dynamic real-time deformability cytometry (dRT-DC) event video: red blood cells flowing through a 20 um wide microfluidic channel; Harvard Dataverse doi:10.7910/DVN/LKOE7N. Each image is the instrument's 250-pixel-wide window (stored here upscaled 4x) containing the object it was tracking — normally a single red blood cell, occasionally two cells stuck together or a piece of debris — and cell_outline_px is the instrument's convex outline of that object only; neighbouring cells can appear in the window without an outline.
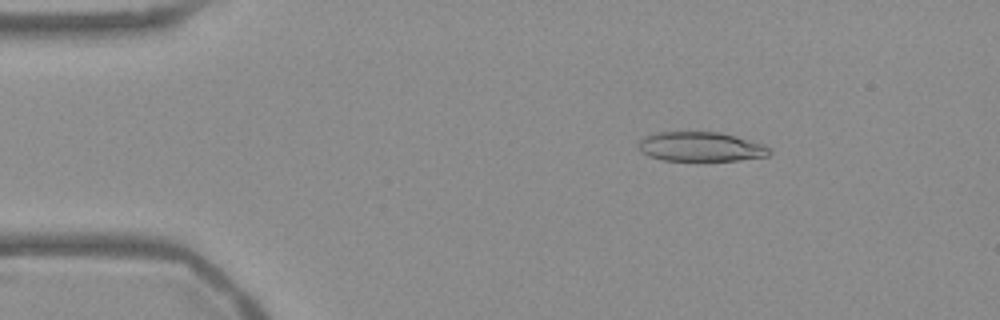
{"species": "Egyptian fruit bat (a non-hibernating species)", "species_latin": "Rousettus aegyptiacus", "temperature_condition": "warm", "stored_images_in_passage": 53, "camera_frame_rate_fps": 3000, "um_per_image_px": 0.085, "frame": {"image": 1, "passage_image": 8, "time_ms": 2.333, "image_size_px": [1000, 320], "cell_outline_px": [[772, 152], [768, 156], [740, 160], [664, 160], [648, 156], [640, 152], [636, 148], [636, 140], [644, 136], [660, 132], [720, 132], [736, 136], [764, 144], [772, 148]], "centroid_in_image_um": [59.53, 12.46], "position_along_channel_um": 25.5, "area_um2": 22.83}}
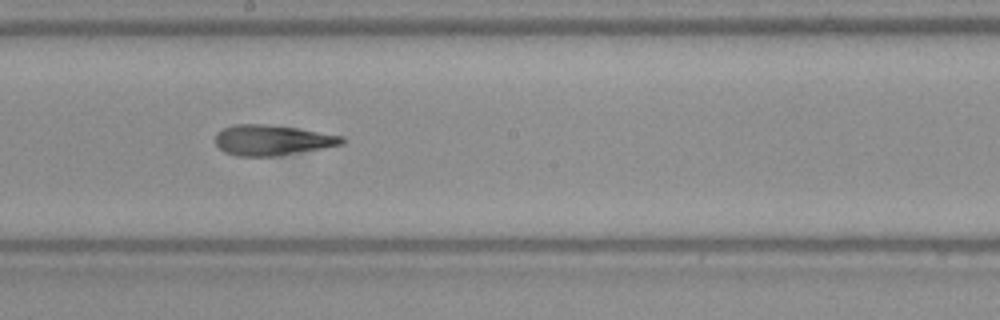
{"frame": {"image": 2, "passage_image": 29, "time_ms": 9.333, "image_size_px": [1000, 320], "cell_outline_px": [[348, 140], [344, 144], [324, 148], [276, 156], [236, 156], [224, 152], [216, 144], [216, 132], [224, 128], [236, 124], [264, 124], [296, 128], [344, 136]], "centroid_in_image_um": [23.17, 11.91], "position_along_channel_um": 225.0, "area_um2": 22.48}}
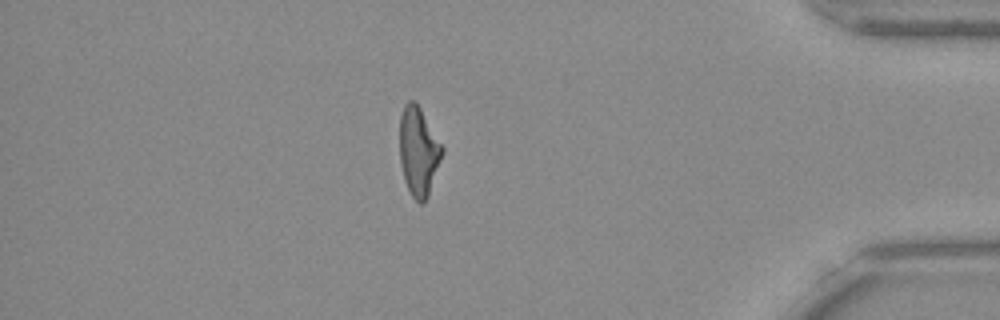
{"frame": {"image": 3, "passage_image": 46, "time_ms": 15.0, "image_size_px": [1000, 320], "cell_outline_px": [[444, 152], [428, 196], [424, 204], [420, 204], [412, 196], [404, 180], [400, 164], [400, 116], [404, 104], [408, 100], [416, 100], [444, 148]], "centroid_in_image_um": [35.58, 12.85], "position_along_channel_um": 399.6, "area_um2": 22.2}, "authors_computed_cell_mechanics": {"area_um2": 22.7154, "velocity_mm_per_s": 3.7829, "shape_relaxation_time_tau1_ms": null, "shape_relaxation_time_tau2_ms": 2.4855, "deformation_change_tau1": null, "deformation_change_tau2": 0.1407}}